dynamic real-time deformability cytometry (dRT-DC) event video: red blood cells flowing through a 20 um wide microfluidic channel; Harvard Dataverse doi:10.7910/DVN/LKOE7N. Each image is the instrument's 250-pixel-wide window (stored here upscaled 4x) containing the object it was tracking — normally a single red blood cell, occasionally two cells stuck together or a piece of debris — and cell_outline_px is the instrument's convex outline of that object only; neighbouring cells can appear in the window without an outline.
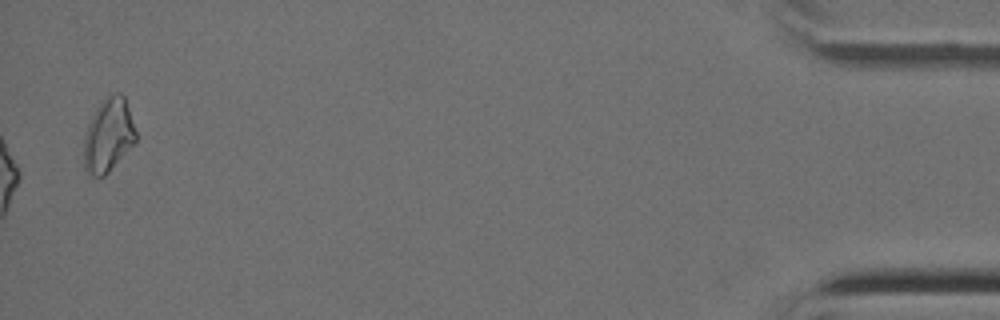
{"species": "Egyptian fruit bat (a non-hibernating species)", "species_latin": "Rousettus aegyptiacus", "temperature_condition": "cold", "stored_images_in_passage": 45, "camera_frame_rate_fps": 3000, "um_per_image_px": 0.085, "animal": {"sex": "female"}, "frame": {"image": 1, "passage_image": 45, "time_ms": 14.667, "image_size_px": [1000, 320], "cell_outline_px": [[136, 140], [108, 172], [104, 176], [92, 176], [84, 168], [84, 136], [88, 124], [96, 108], [108, 92], [120, 92], [124, 96], [136, 132]], "centroid_in_image_um": [9.19, 11.45], "position_along_channel_um": 426.0, "area_um2": 22.08}}